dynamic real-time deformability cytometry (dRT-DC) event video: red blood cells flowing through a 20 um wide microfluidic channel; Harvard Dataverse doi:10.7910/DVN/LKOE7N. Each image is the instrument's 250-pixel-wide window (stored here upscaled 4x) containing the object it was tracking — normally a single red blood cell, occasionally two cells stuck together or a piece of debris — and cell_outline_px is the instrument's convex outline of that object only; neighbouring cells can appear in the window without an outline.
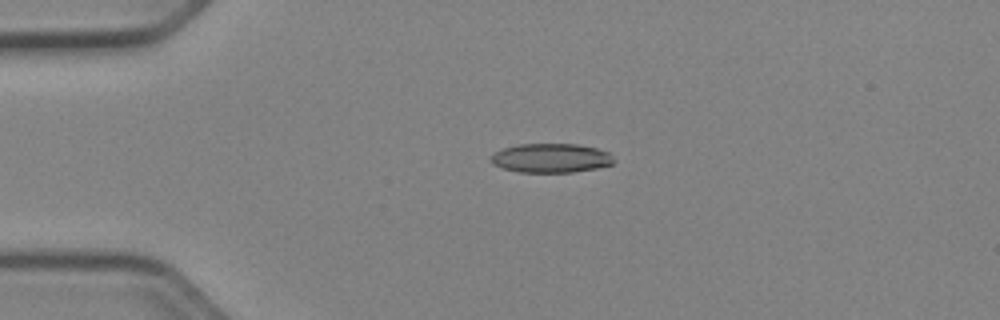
{"species": "Egyptian fruit bat (a non-hibernating species)", "species_latin": "Rousettus aegyptiacus", "temperature_condition": "cold", "stored_images_in_passage": 40, "camera_frame_rate_fps": 3000, "um_per_image_px": 0.085, "animal": {"sex": "female"}, "frame": {"image": 1, "passage_image": 1, "time_ms": 0.0, "image_size_px": [1000, 320], "cell_outline_px": [[616, 160], [612, 164], [596, 168], [572, 172], [520, 172], [504, 168], [492, 164], [488, 160], [496, 152], [504, 148], [520, 144], [576, 144], [596, 148], [608, 152]], "centroid_in_image_um": [46.84, 13.43], "position_along_channel_um": 38.2, "area_um2": 20.75}}
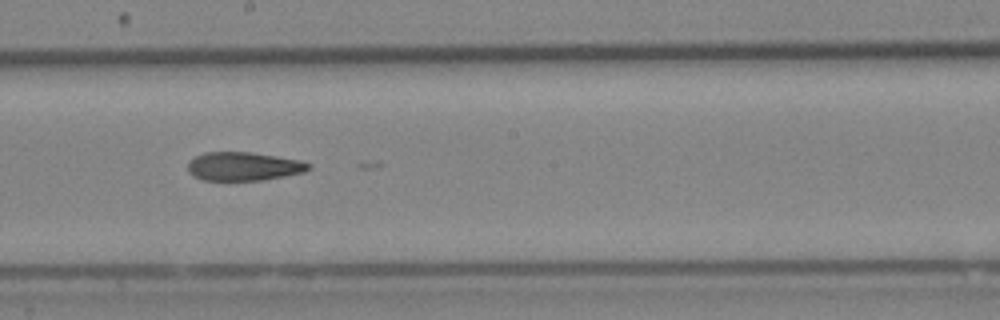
{"frame": {"image": 2, "passage_image": 18, "time_ms": 5.667, "image_size_px": [1000, 320], "cell_outline_px": [[312, 168], [304, 172], [264, 180], [204, 180], [192, 176], [188, 172], [188, 164], [196, 156], [204, 152], [248, 152], [276, 156], [300, 160], [312, 164]], "centroid_in_image_um": [20.72, 14.14], "position_along_channel_um": 227.5, "area_um2": 20.11}}
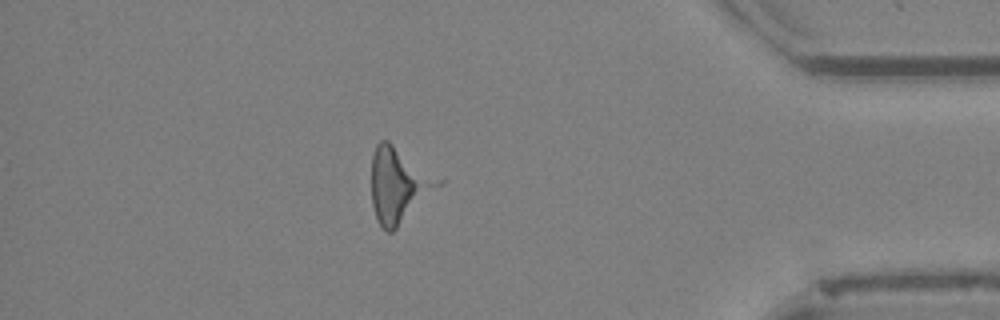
{"frame": {"image": 3, "passage_image": 34, "time_ms": 11.0, "image_size_px": [1000, 320], "cell_outline_px": [[420, 188], [396, 228], [392, 232], [384, 232], [376, 220], [372, 204], [372, 156], [376, 144], [380, 140], [388, 140], [392, 144], [420, 184]], "centroid_in_image_um": [33.25, 15.81], "position_along_channel_um": 402.0, "area_um2": 21.5}}